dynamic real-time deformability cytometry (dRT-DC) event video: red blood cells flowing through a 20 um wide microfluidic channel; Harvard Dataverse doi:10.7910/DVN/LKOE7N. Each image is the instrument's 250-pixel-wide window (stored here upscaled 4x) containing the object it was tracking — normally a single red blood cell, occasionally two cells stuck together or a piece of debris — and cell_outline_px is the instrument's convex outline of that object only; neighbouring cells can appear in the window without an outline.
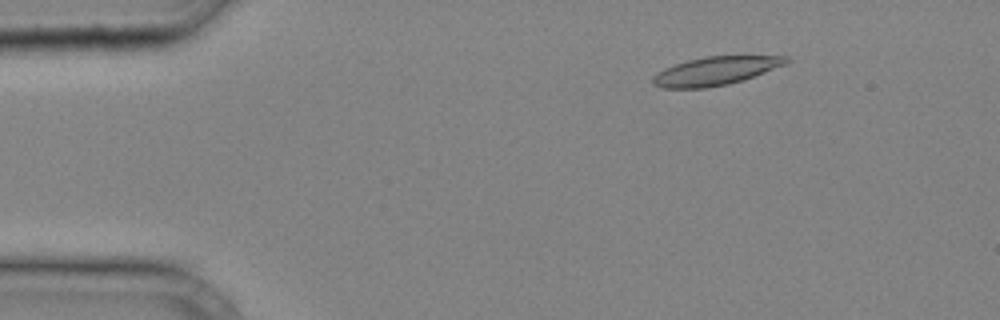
{"species": "common noctule bat (a hibernating species)", "species_latin": "Nyctalus noctula", "temperature_condition": "cold", "stored_images_in_passage": 30, "camera_frame_rate_fps": 3000, "um_per_image_px": 0.085, "animal": {"sex": "male", "body_mass_g": 20.4}, "frame": {"image": 1, "passage_image": 2, "time_ms": 0.333, "image_size_px": [1000, 320], "cell_outline_px": [[792, 60], [784, 64], [744, 80], [728, 84], [708, 88], [664, 88], [652, 84], [652, 76], [664, 68], [688, 60], [704, 56], [788, 56]], "centroid_in_image_um": [60.8, 6.03], "position_along_channel_um": 24.2, "area_um2": 22.02}}
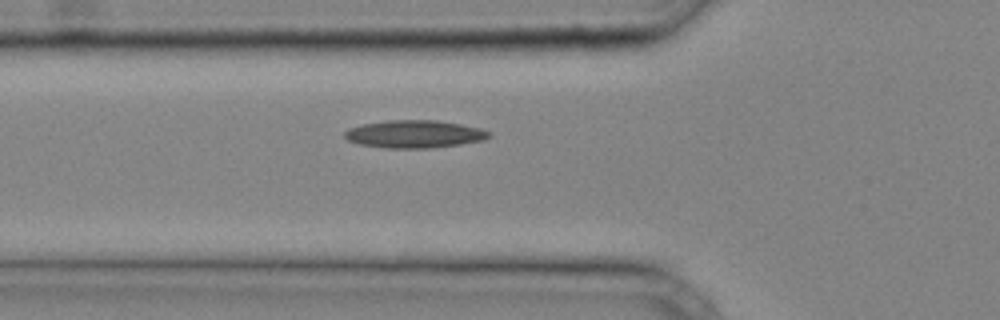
{"frame": {"image": 2, "passage_image": 10, "time_ms": 3.0, "image_size_px": [1000, 320], "cell_outline_px": [[492, 136], [484, 140], [460, 144], [432, 148], [388, 148], [360, 144], [348, 140], [344, 136], [344, 132], [348, 128], [364, 124], [388, 120], [436, 120], [460, 124], [480, 128], [488, 132]], "centroid_in_image_um": [35.23, 11.39], "position_along_channel_um": 90.6, "area_um2": 23.18}}
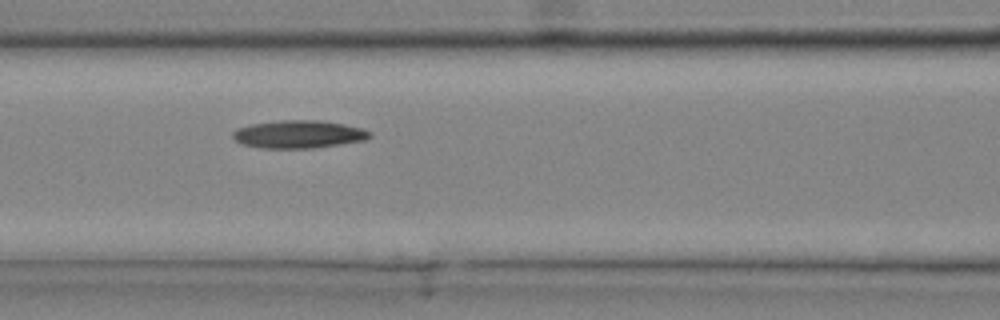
{"frame": {"image": 3, "passage_image": 13, "time_ms": 4.0, "image_size_px": [1000, 320], "cell_outline_px": [[372, 136], [364, 140], [316, 148], [260, 148], [240, 144], [232, 136], [232, 132], [236, 128], [252, 124], [280, 120], [320, 120], [344, 124], [364, 128], [372, 132]], "centroid_in_image_um": [25.39, 11.41], "position_along_channel_um": 141.2, "area_um2": 22.43}}